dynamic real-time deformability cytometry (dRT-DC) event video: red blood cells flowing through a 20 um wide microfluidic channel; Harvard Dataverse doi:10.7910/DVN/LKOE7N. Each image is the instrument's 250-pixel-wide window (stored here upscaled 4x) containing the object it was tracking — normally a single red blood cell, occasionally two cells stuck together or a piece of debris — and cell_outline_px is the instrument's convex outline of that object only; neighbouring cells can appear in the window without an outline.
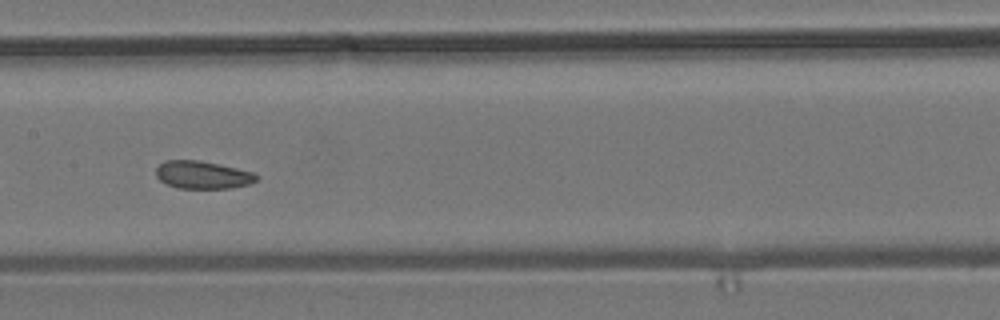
{"species": "common noctule bat (a hibernating species)", "species_latin": "Nyctalus noctula", "temperature_condition": "room temperature", "stored_images_in_passage": 39, "camera_frame_rate_fps": 3000, "um_per_image_px": 0.085, "animal": {"sex": "male", "body_mass_g": 19.2, "forearm_length_mm": 51.8}, "frame": {"image": 1, "passage_image": 12, "time_ms": 3.667, "image_size_px": [1000, 320], "cell_outline_px": [[260, 176], [256, 180], [248, 184], [232, 188], [176, 188], [160, 180], [156, 176], [156, 168], [164, 160], [200, 160], [220, 164], [252, 172]], "centroid_in_image_um": [17.21, 14.86], "position_along_channel_um": 190.2, "area_um2": 16.24}, "authors_computed_cell_mechanics": {"area_um2": 16.8776, "velocity_mm_per_s": 3.7942, "shape_relaxation_time_tau1_ms": 5.4715, "shape_relaxation_time_tau2_ms": 4.0724, "deformation_change_tau1": 0.0542, "deformation_change_tau2": 0.1021}}